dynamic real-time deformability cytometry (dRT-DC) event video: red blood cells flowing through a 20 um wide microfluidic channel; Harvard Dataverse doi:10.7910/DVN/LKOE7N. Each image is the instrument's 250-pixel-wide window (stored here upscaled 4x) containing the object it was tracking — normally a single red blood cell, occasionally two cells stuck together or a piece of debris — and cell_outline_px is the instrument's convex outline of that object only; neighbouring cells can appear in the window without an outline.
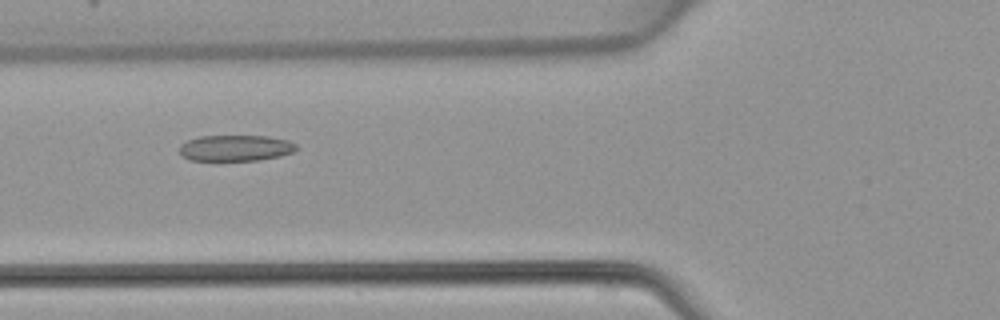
{"species": "common noctule bat (a hibernating species)", "species_latin": "Nyctalus noctula", "temperature_condition": "warm", "stored_images_in_passage": 33, "camera_frame_rate_fps": 3000, "um_per_image_px": 0.085, "animal": {"sex": "female", "body_mass_g": 22.7, "forearm_length_mm": 54.2}, "frame": {"image": 1, "passage_image": 4, "time_ms": 1.0, "image_size_px": [1000, 320], "cell_outline_px": [[296, 148], [292, 152], [280, 156], [260, 160], [188, 160], [180, 152], [180, 144], [188, 140], [200, 136], [268, 136], [288, 140], [296, 144]], "centroid_in_image_um": [20.02, 12.58], "position_along_channel_um": 105.8, "area_um2": 17.63}}
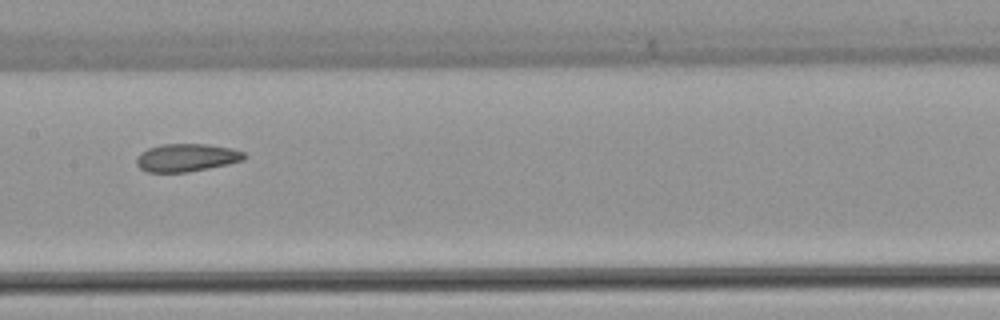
{"frame": {"image": 2, "passage_image": 10, "time_ms": 3.0, "image_size_px": [1000, 320], "cell_outline_px": [[248, 156], [244, 160], [228, 164], [188, 172], [148, 172], [140, 168], [136, 164], [136, 156], [140, 152], [148, 148], [160, 144], [208, 144], [232, 148], [244, 152]], "centroid_in_image_um": [15.86, 13.39], "position_along_channel_um": 191.5, "area_um2": 17.69}}
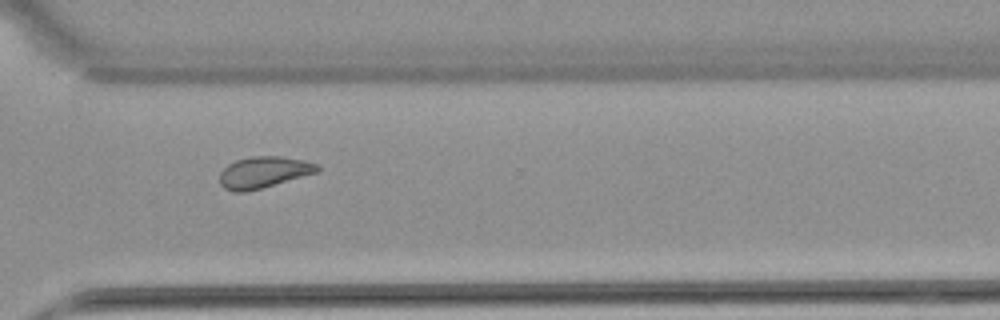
{"frame": {"image": 3, "passage_image": 21, "time_ms": 6.667, "image_size_px": [1000, 320], "cell_outline_px": [[320, 172], [260, 188], [244, 192], [232, 192], [224, 188], [220, 184], [220, 172], [228, 164], [236, 160], [252, 156], [280, 156], [304, 160], [316, 164], [320, 168]], "centroid_in_image_um": [22.41, 14.64], "position_along_channel_um": 348.2, "area_um2": 17.86}}